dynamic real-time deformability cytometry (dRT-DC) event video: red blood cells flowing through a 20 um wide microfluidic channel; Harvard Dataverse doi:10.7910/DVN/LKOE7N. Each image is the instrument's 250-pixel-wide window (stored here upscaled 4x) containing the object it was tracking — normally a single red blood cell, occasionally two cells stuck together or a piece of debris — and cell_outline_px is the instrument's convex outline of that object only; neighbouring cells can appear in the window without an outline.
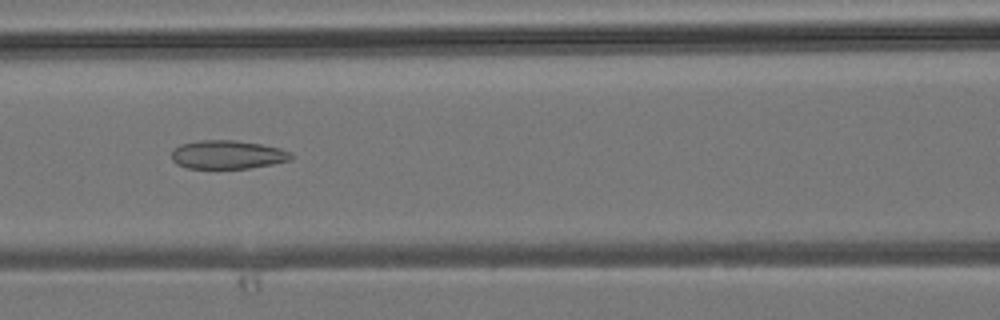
{"species": "common noctule bat (a hibernating species)", "species_latin": "Nyctalus noctula", "temperature_condition": "room temperature", "stored_images_in_passage": 32, "camera_frame_rate_fps": 3000, "um_per_image_px": 0.085, "animal": {"sex": "male", "body_mass_g": 19.2, "forearm_length_mm": 51.8}, "frame": {"image": 1, "passage_image": 12, "time_ms": 3.667, "image_size_px": [1000, 320], "cell_outline_px": [[292, 160], [272, 164], [248, 168], [188, 168], [176, 164], [172, 160], [172, 152], [180, 144], [200, 140], [236, 140], [260, 144], [280, 148], [288, 152], [292, 156]], "centroid_in_image_um": [19.33, 13.14], "position_along_channel_um": 147.3, "area_um2": 19.77}}
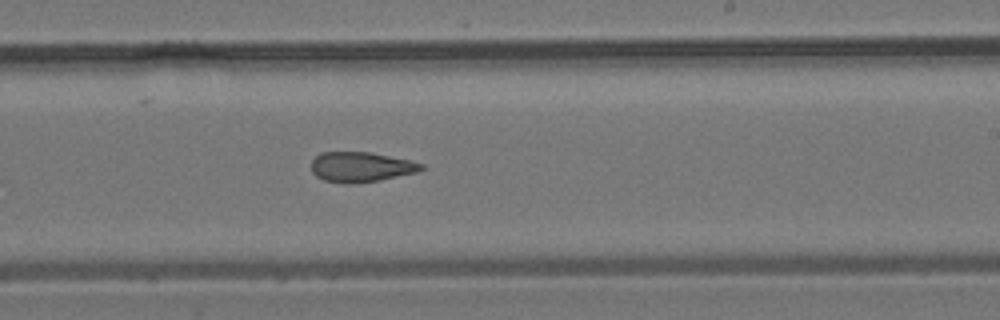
{"frame": {"image": 2, "passage_image": 19, "time_ms": 6.0, "image_size_px": [1000, 320], "cell_outline_px": [[424, 168], [416, 172], [380, 180], [352, 184], [348, 184], [324, 180], [316, 176], [312, 172], [312, 160], [320, 152], [368, 152], [408, 160], [424, 164]], "centroid_in_image_um": [30.65, 14.2], "position_along_channel_um": 258.4, "area_um2": 19.07}}
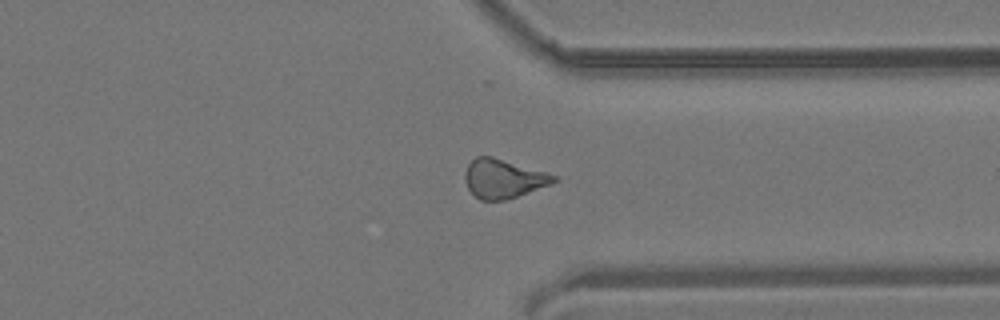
{"frame": {"image": 3, "passage_image": 26, "time_ms": 8.333, "image_size_px": [1000, 320], "cell_outline_px": [[556, 180], [548, 184], [516, 196], [504, 200], [480, 200], [468, 188], [464, 180], [464, 172], [468, 164], [476, 156], [492, 156], [544, 172], [556, 176]], "centroid_in_image_um": [42.7, 15.17], "position_along_channel_um": 368.7, "area_um2": 19.59}}